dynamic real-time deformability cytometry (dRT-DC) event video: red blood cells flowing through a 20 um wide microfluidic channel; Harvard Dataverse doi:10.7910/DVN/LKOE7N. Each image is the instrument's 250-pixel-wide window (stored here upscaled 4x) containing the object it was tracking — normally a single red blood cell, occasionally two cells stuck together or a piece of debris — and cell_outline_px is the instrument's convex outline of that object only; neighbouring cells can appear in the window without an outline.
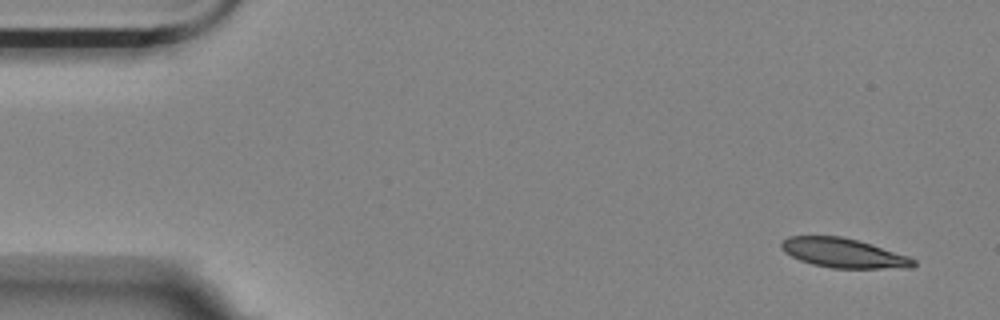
{"species": "Egyptian fruit bat (a non-hibernating species)", "species_latin": "Rousettus aegyptiacus", "temperature_condition": "room temperature", "stored_images_in_passage": 7, "camera_frame_rate_fps": 3000, "um_per_image_px": 0.085, "animal": {"sex": "female"}, "frame": {"image": 1, "passage_image": 1, "time_ms": 0.0, "image_size_px": [1000, 320], "cell_outline_px": [[916, 264], [912, 268], [832, 268], [812, 264], [800, 260], [784, 252], [780, 248], [780, 244], [788, 236], [840, 236], [872, 244], [908, 256], [916, 260]], "centroid_in_image_um": [71.7, 21.51], "position_along_channel_um": 13.3, "area_um2": 22.6}}
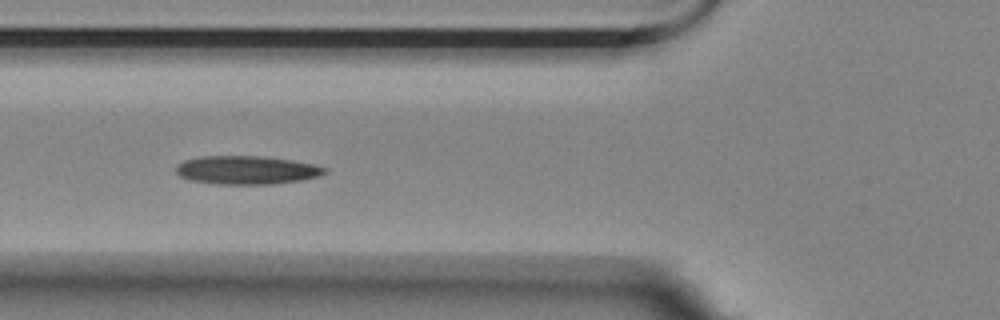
{"frame": {"image": 2, "passage_image": 6, "time_ms": 5.667, "image_size_px": [1000, 320], "cell_outline_px": [[328, 172], [320, 176], [300, 180], [272, 184], [216, 184], [192, 180], [180, 176], [176, 172], [176, 164], [184, 160], [200, 156], [264, 156], [292, 160], [312, 164], [328, 168]], "centroid_in_image_um": [20.97, 14.45], "position_along_channel_um": 104.8, "area_um2": 24.74}}
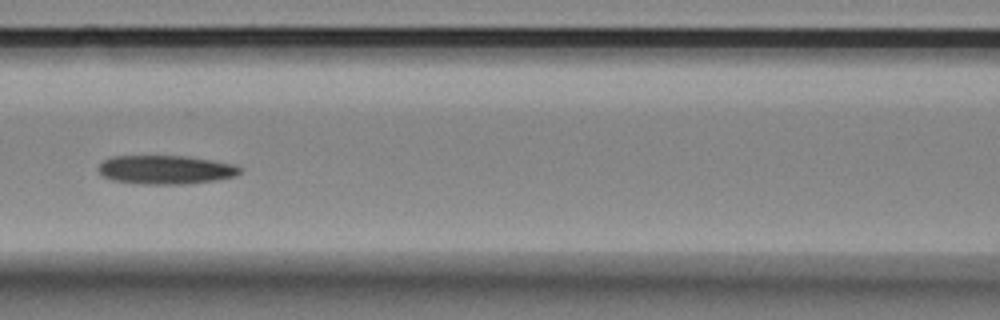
{"frame": {"image": 3, "passage_image": 7, "time_ms": 7.0, "image_size_px": [1000, 320], "cell_outline_px": [[244, 168], [236, 176], [216, 180], [188, 184], [140, 184], [112, 180], [104, 176], [96, 168], [104, 160], [112, 156], [184, 156], [212, 160], [236, 164]], "centroid_in_image_um": [14.11, 14.43], "position_along_channel_um": 152.5, "area_um2": 23.93}}